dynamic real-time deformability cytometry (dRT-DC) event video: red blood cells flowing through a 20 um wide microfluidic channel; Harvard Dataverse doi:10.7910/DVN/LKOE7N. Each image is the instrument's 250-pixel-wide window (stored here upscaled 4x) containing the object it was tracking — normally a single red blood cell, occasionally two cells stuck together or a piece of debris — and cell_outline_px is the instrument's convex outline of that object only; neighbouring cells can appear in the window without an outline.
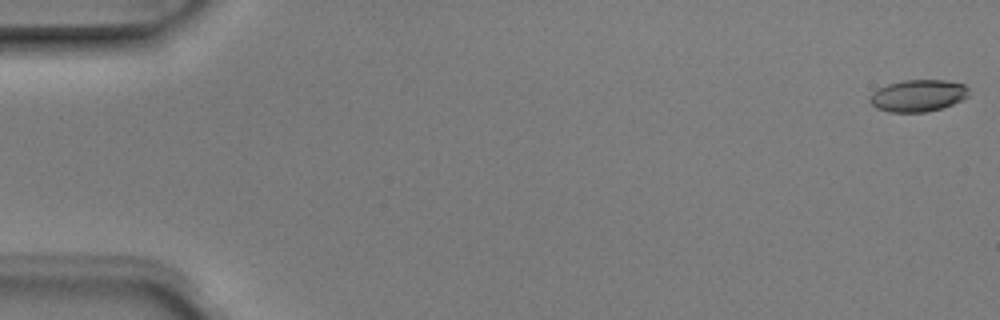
{"species": "Egyptian fruit bat (a non-hibernating species)", "species_latin": "Rousettus aegyptiacus", "temperature_condition": "room temperature", "stored_images_in_passage": 3, "camera_frame_rate_fps": 3000, "um_per_image_px": 0.085, "animal": {"sex": "male"}, "frame": {"image": 1, "passage_image": 1, "time_ms": 0.0, "image_size_px": [1000, 320], "cell_outline_px": [[968, 96], [952, 104], [940, 108], [924, 112], [888, 112], [876, 108], [868, 100], [872, 92], [888, 84], [904, 80], [944, 80], [964, 84], [968, 88]], "centroid_in_image_um": [78.0, 8.13], "position_along_channel_um": 7.0, "area_um2": 18.26}}